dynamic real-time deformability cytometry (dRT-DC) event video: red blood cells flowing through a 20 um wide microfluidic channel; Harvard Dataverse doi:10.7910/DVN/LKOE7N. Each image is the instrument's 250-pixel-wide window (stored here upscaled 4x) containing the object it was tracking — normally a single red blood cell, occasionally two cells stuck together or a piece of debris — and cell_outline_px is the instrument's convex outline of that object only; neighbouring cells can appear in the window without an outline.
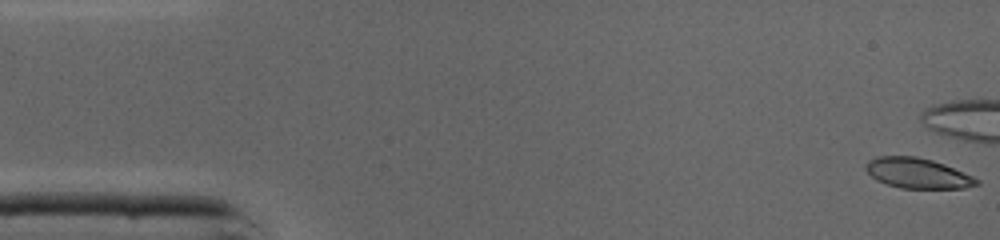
{"species": "common noctule bat (a hibernating species)", "species_latin": "Nyctalus noctula", "temperature_condition": "cold", "stored_images_in_passage": 47, "camera_frame_rate_fps": 3000, "um_per_image_px": 0.085, "animal": {"sex": "male", "body_mass_g": 19.0, "forearm_length_mm": 50.8}, "frame": {"image": 1, "passage_image": 1, "time_ms": 0.0, "image_size_px": [1000, 240], "cell_outline_px": [[980, 184], [964, 188], [900, 188], [876, 180], [864, 168], [864, 164], [868, 160], [876, 156], [916, 156], [932, 160], [944, 164], [972, 176], [980, 180]], "centroid_in_image_um": [77.97, 14.71], "position_along_channel_um": 7.0, "area_um2": 19.54}}
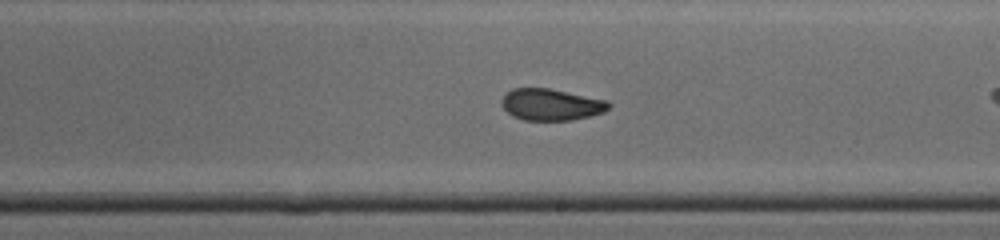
{"frame": {"image": 2, "passage_image": 26, "time_ms": 8.333, "image_size_px": [1000, 240], "cell_outline_px": [[612, 104], [604, 112], [572, 120], [524, 120], [512, 116], [500, 104], [500, 100], [504, 92], [512, 88], [548, 88], [608, 100]], "centroid_in_image_um": [46.81, 8.88], "position_along_channel_um": 242.2, "area_um2": 19.88}}
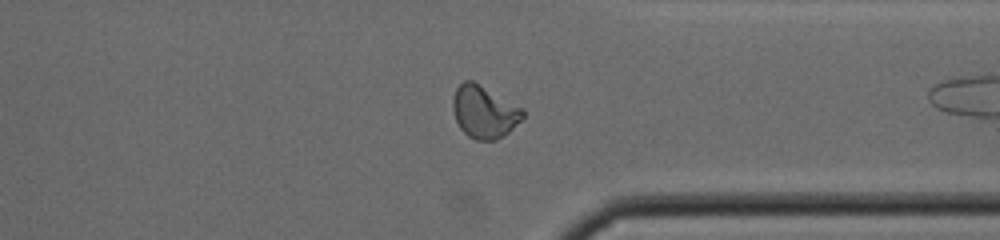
{"frame": {"image": 3, "passage_image": 35, "time_ms": 11.333, "image_size_px": [1000, 240], "cell_outline_px": [[524, 116], [504, 136], [496, 140], [476, 140], [468, 136], [460, 128], [456, 120], [452, 108], [452, 100], [456, 88], [464, 80], [472, 80], [524, 108]], "centroid_in_image_um": [41.15, 9.5], "position_along_channel_um": 370.3, "area_um2": 21.39}, "authors_computed_cell_mechanics": {"area_um2": 20.519, "velocity_mm_per_s": 4.3549, "shape_relaxation_time_tau1_ms": 6.9151, "shape_relaxation_time_tau2_ms": 1.4137, "deformation_change_tau1": 0.1826, "deformation_change_tau2": 0.0738}}